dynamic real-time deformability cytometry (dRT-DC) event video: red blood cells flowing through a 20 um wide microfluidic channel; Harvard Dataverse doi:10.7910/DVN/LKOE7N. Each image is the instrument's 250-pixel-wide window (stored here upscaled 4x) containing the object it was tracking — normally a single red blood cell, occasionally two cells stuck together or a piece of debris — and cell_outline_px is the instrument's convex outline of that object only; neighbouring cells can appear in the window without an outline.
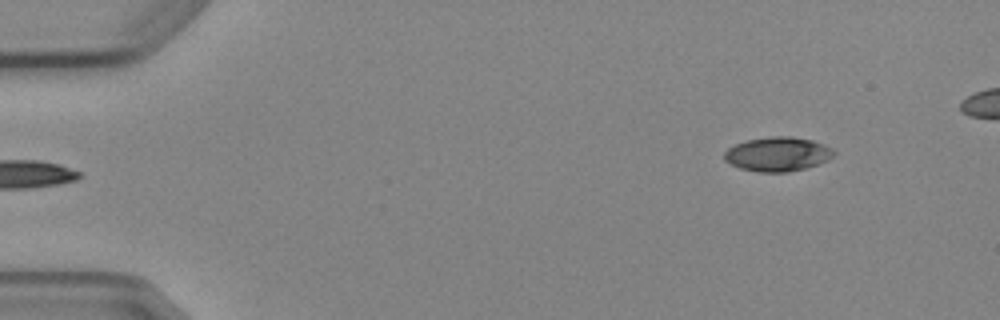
{"species": "Egyptian fruit bat (a non-hibernating species)", "species_latin": "Rousettus aegyptiacus", "temperature_condition": "cold", "stored_images_in_passage": 6, "segment_of_instrument_passage": [2, 2], "camera_frame_rate_fps": 3000, "um_per_image_px": 0.085, "animal": {"sex": "female"}, "frame": {"image": 1, "passage_image": 6, "time_ms": 6.0, "image_size_px": [1000, 320], "cell_outline_px": [[836, 152], [828, 160], [804, 168], [788, 172], [756, 172], [740, 168], [724, 160], [724, 152], [728, 148], [744, 140], [772, 136], [788, 136], [812, 140], [824, 144], [832, 148]], "centroid_in_image_um": [66.08, 13.09], "position_along_channel_um": 18.9, "area_um2": 21.85}}